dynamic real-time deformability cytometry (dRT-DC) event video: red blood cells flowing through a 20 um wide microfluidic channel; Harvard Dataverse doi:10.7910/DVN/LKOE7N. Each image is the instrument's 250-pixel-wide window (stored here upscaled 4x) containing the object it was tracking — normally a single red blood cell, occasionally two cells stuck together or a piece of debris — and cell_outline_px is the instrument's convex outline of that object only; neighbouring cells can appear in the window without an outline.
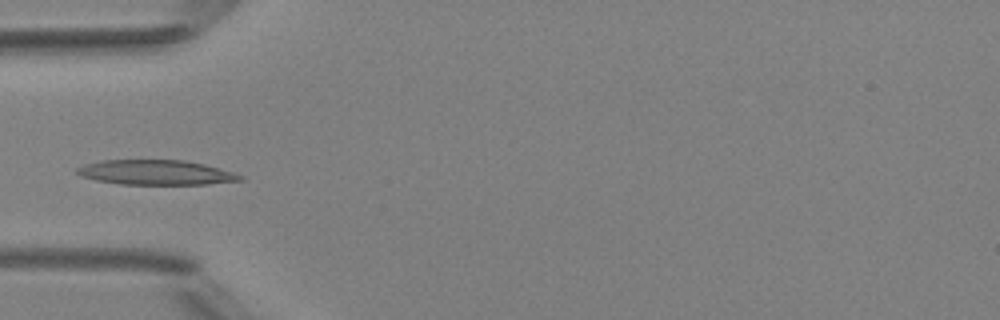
{"species": "Egyptian fruit bat (a non-hibernating species)", "species_latin": "Rousettus aegyptiacus", "temperature_condition": "room temperature", "stored_images_in_passage": 5, "camera_frame_rate_fps": 3000, "um_per_image_px": 0.085, "animal": {"sex": "female"}, "frame": {"image": 1, "passage_image": 5, "time_ms": 4.667, "image_size_px": [1000, 320], "cell_outline_px": [[244, 180], [204, 184], [120, 184], [96, 180], [80, 176], [76, 172], [76, 168], [84, 164], [100, 160], [184, 160], [204, 164], [232, 172], [244, 176]], "centroid_in_image_um": [13.22, 14.65], "position_along_channel_um": 71.8, "area_um2": 23.52}}